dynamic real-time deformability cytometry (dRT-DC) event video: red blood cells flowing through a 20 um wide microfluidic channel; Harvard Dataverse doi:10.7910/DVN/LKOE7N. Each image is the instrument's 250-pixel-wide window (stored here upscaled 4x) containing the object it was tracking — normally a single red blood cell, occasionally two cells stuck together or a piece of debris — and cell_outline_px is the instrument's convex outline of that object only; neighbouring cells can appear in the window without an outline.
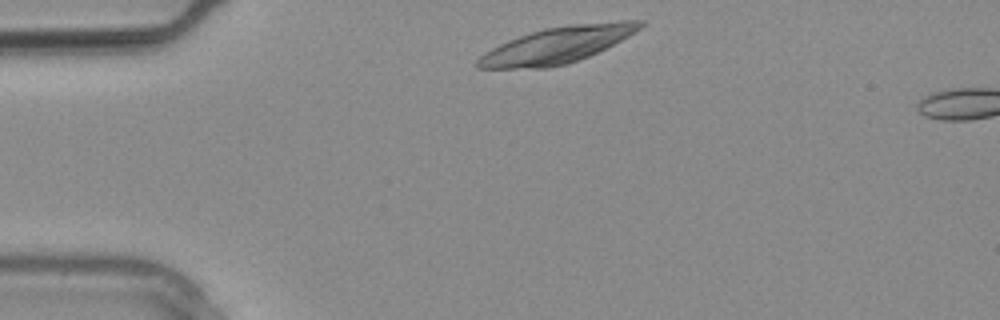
{"species": "common noctule bat (a hibernating species)", "species_latin": "Nyctalus noctula", "temperature_condition": "warm", "stored_images_in_passage": 2, "camera_frame_rate_fps": 3000, "um_per_image_px": 0.085, "animal": {"sex": "male", "body_mass_g": 20.4}, "frame": {"image": 1, "passage_image": 1, "time_ms": 0.0, "image_size_px": [1000, 320], "cell_outline_px": [[644, 24], [640, 28], [628, 36], [588, 56], [568, 64], [548, 68], [476, 68], [476, 60], [484, 52], [508, 40], [532, 32], [548, 28], [572, 24], [620, 20], [644, 20]], "centroid_in_image_um": [47.35, 3.83], "position_along_channel_um": 37.7, "area_um2": 33.87}}